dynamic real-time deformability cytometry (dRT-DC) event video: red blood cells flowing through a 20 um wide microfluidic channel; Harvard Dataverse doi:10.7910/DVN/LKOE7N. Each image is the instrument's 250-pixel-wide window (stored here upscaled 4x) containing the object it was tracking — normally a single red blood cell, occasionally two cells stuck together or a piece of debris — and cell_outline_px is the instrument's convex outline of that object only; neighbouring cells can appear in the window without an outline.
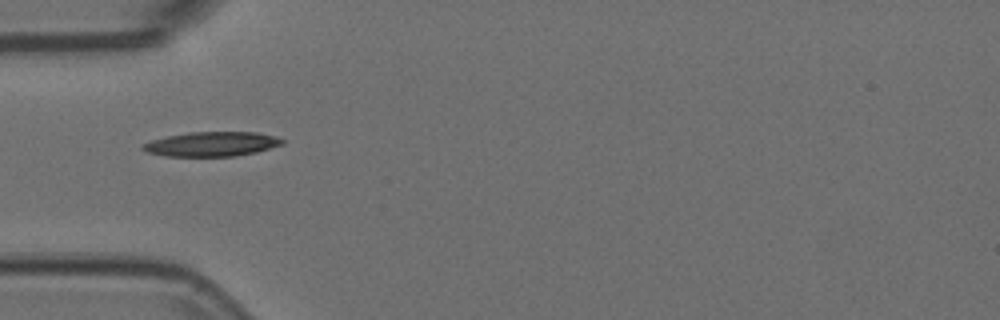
{"species": "Egyptian fruit bat (a non-hibernating species)", "species_latin": "Rousettus aegyptiacus", "temperature_condition": "room temperature", "stored_images_in_passage": 23, "camera_frame_rate_fps": 3000, "um_per_image_px": 0.085, "animal": {"sex": "female"}, "frame": {"image": 1, "passage_image": 1, "time_ms": 0.0, "image_size_px": [1000, 320], "cell_outline_px": [[284, 144], [256, 152], [232, 156], [164, 156], [148, 152], [140, 148], [144, 144], [152, 140], [168, 136], [188, 132], [256, 132], [276, 136], [284, 140]], "centroid_in_image_um": [18.02, 12.24], "position_along_channel_um": 67.0, "area_um2": 19.83}}
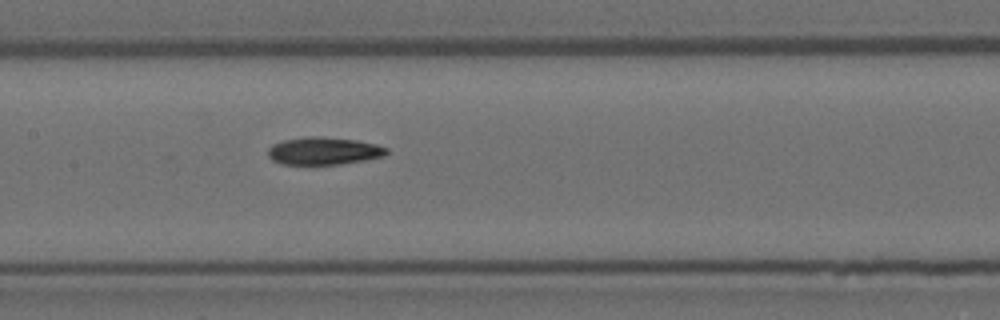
{"frame": {"image": 2, "passage_image": 10, "time_ms": 3.0, "image_size_px": [1000, 320], "cell_outline_px": [[388, 152], [384, 156], [364, 160], [340, 164], [280, 164], [272, 160], [268, 156], [268, 148], [272, 144], [284, 140], [308, 136], [320, 136], [356, 140], [376, 144], [388, 148]], "centroid_in_image_um": [27.5, 12.82], "position_along_channel_um": 179.9, "area_um2": 19.07}}
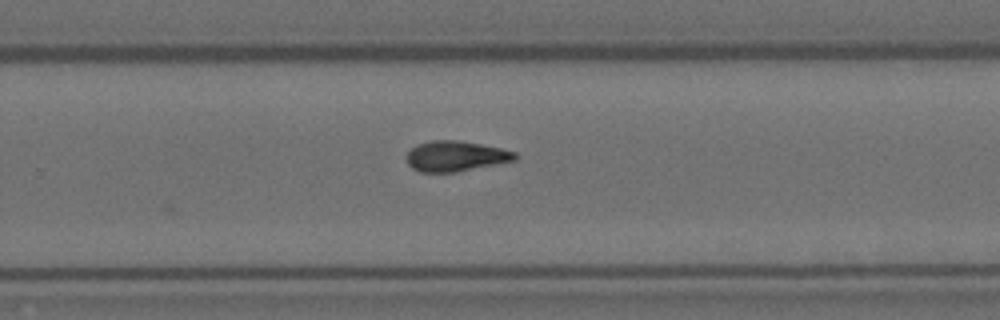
{"frame": {"image": 3, "passage_image": 19, "time_ms": 6.0, "image_size_px": [1000, 320], "cell_outline_px": [[516, 160], [456, 172], [420, 172], [412, 168], [408, 164], [408, 152], [416, 144], [432, 140], [460, 140], [500, 148], [516, 152]], "centroid_in_image_um": [38.72, 13.27], "position_along_channel_um": 291.1, "area_um2": 19.07}}